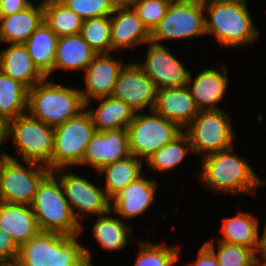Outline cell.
<instances>
[{
  "label": "cell",
  "mask_w": 266,
  "mask_h": 266,
  "mask_svg": "<svg viewBox=\"0 0 266 266\" xmlns=\"http://www.w3.org/2000/svg\"><path fill=\"white\" fill-rule=\"evenodd\" d=\"M39 231L19 247L16 266H92L91 252L76 238Z\"/></svg>",
  "instance_id": "1"
},
{
  "label": "cell",
  "mask_w": 266,
  "mask_h": 266,
  "mask_svg": "<svg viewBox=\"0 0 266 266\" xmlns=\"http://www.w3.org/2000/svg\"><path fill=\"white\" fill-rule=\"evenodd\" d=\"M245 1L206 0L204 2L206 35L214 33L218 42L227 48L230 46L236 48L253 42L259 35Z\"/></svg>",
  "instance_id": "2"
},
{
  "label": "cell",
  "mask_w": 266,
  "mask_h": 266,
  "mask_svg": "<svg viewBox=\"0 0 266 266\" xmlns=\"http://www.w3.org/2000/svg\"><path fill=\"white\" fill-rule=\"evenodd\" d=\"M85 108L79 89L48 82L47 77L28 90L29 115L56 128Z\"/></svg>",
  "instance_id": "3"
},
{
  "label": "cell",
  "mask_w": 266,
  "mask_h": 266,
  "mask_svg": "<svg viewBox=\"0 0 266 266\" xmlns=\"http://www.w3.org/2000/svg\"><path fill=\"white\" fill-rule=\"evenodd\" d=\"M233 148L204 156L200 179L214 192L256 194L262 180L246 160L231 153Z\"/></svg>",
  "instance_id": "4"
},
{
  "label": "cell",
  "mask_w": 266,
  "mask_h": 266,
  "mask_svg": "<svg viewBox=\"0 0 266 266\" xmlns=\"http://www.w3.org/2000/svg\"><path fill=\"white\" fill-rule=\"evenodd\" d=\"M40 231L80 235L82 225L74 216L62 186L50 172L38 185L30 204Z\"/></svg>",
  "instance_id": "5"
},
{
  "label": "cell",
  "mask_w": 266,
  "mask_h": 266,
  "mask_svg": "<svg viewBox=\"0 0 266 266\" xmlns=\"http://www.w3.org/2000/svg\"><path fill=\"white\" fill-rule=\"evenodd\" d=\"M96 132L89 112L83 110L77 116L54 128L51 172L81 165L92 136Z\"/></svg>",
  "instance_id": "6"
},
{
  "label": "cell",
  "mask_w": 266,
  "mask_h": 266,
  "mask_svg": "<svg viewBox=\"0 0 266 266\" xmlns=\"http://www.w3.org/2000/svg\"><path fill=\"white\" fill-rule=\"evenodd\" d=\"M1 157L0 201L30 205L38 185L50 173L49 168L34 162H25V167L7 153Z\"/></svg>",
  "instance_id": "7"
},
{
  "label": "cell",
  "mask_w": 266,
  "mask_h": 266,
  "mask_svg": "<svg viewBox=\"0 0 266 266\" xmlns=\"http://www.w3.org/2000/svg\"><path fill=\"white\" fill-rule=\"evenodd\" d=\"M151 115L138 114L127 127L129 150L138 159H147L164 145L172 142L183 130L154 110Z\"/></svg>",
  "instance_id": "8"
},
{
  "label": "cell",
  "mask_w": 266,
  "mask_h": 266,
  "mask_svg": "<svg viewBox=\"0 0 266 266\" xmlns=\"http://www.w3.org/2000/svg\"><path fill=\"white\" fill-rule=\"evenodd\" d=\"M8 137L12 138L23 162L45 165L51 172L54 128L28 113L9 121Z\"/></svg>",
  "instance_id": "9"
},
{
  "label": "cell",
  "mask_w": 266,
  "mask_h": 266,
  "mask_svg": "<svg viewBox=\"0 0 266 266\" xmlns=\"http://www.w3.org/2000/svg\"><path fill=\"white\" fill-rule=\"evenodd\" d=\"M224 110L200 111L183 130L189 137L192 152L203 157L233 147L235 132Z\"/></svg>",
  "instance_id": "10"
},
{
  "label": "cell",
  "mask_w": 266,
  "mask_h": 266,
  "mask_svg": "<svg viewBox=\"0 0 266 266\" xmlns=\"http://www.w3.org/2000/svg\"><path fill=\"white\" fill-rule=\"evenodd\" d=\"M204 3L173 1L165 17L151 32L150 40L185 39L206 35Z\"/></svg>",
  "instance_id": "11"
},
{
  "label": "cell",
  "mask_w": 266,
  "mask_h": 266,
  "mask_svg": "<svg viewBox=\"0 0 266 266\" xmlns=\"http://www.w3.org/2000/svg\"><path fill=\"white\" fill-rule=\"evenodd\" d=\"M65 169H57L51 172L59 182L64 191V195L70 204L72 212L76 219L83 215L80 213L103 215L111 211L110 199L106 192L96 185L90 183L87 179L74 174L73 172H64ZM58 175V176H57ZM78 209V213L74 210ZM79 215V216H78ZM79 217V218H77Z\"/></svg>",
  "instance_id": "12"
},
{
  "label": "cell",
  "mask_w": 266,
  "mask_h": 266,
  "mask_svg": "<svg viewBox=\"0 0 266 266\" xmlns=\"http://www.w3.org/2000/svg\"><path fill=\"white\" fill-rule=\"evenodd\" d=\"M146 44H149L146 61L138 65L153 81L156 90L186 86L190 72L182 62L162 44L151 40Z\"/></svg>",
  "instance_id": "13"
},
{
  "label": "cell",
  "mask_w": 266,
  "mask_h": 266,
  "mask_svg": "<svg viewBox=\"0 0 266 266\" xmlns=\"http://www.w3.org/2000/svg\"><path fill=\"white\" fill-rule=\"evenodd\" d=\"M112 96L137 112L147 107L152 111L156 103V88L137 63H128L119 72Z\"/></svg>",
  "instance_id": "14"
},
{
  "label": "cell",
  "mask_w": 266,
  "mask_h": 266,
  "mask_svg": "<svg viewBox=\"0 0 266 266\" xmlns=\"http://www.w3.org/2000/svg\"><path fill=\"white\" fill-rule=\"evenodd\" d=\"M129 156L127 129L96 131L86 147L81 165H91L99 171L103 166Z\"/></svg>",
  "instance_id": "15"
},
{
  "label": "cell",
  "mask_w": 266,
  "mask_h": 266,
  "mask_svg": "<svg viewBox=\"0 0 266 266\" xmlns=\"http://www.w3.org/2000/svg\"><path fill=\"white\" fill-rule=\"evenodd\" d=\"M124 67L120 60L108 54H97L84 71L86 90H80L85 108L90 99L112 96L119 72Z\"/></svg>",
  "instance_id": "16"
},
{
  "label": "cell",
  "mask_w": 266,
  "mask_h": 266,
  "mask_svg": "<svg viewBox=\"0 0 266 266\" xmlns=\"http://www.w3.org/2000/svg\"><path fill=\"white\" fill-rule=\"evenodd\" d=\"M110 25L113 51L120 48L135 49L137 44L150 41L151 32L131 6L115 7L110 15Z\"/></svg>",
  "instance_id": "17"
},
{
  "label": "cell",
  "mask_w": 266,
  "mask_h": 266,
  "mask_svg": "<svg viewBox=\"0 0 266 266\" xmlns=\"http://www.w3.org/2000/svg\"><path fill=\"white\" fill-rule=\"evenodd\" d=\"M154 111L175 122L182 130L200 112L186 86L156 90Z\"/></svg>",
  "instance_id": "18"
},
{
  "label": "cell",
  "mask_w": 266,
  "mask_h": 266,
  "mask_svg": "<svg viewBox=\"0 0 266 266\" xmlns=\"http://www.w3.org/2000/svg\"><path fill=\"white\" fill-rule=\"evenodd\" d=\"M222 68L223 73L214 68H206L194 80L190 72L186 87L199 111L221 109L217 104L223 99L228 85L227 69L225 65Z\"/></svg>",
  "instance_id": "19"
},
{
  "label": "cell",
  "mask_w": 266,
  "mask_h": 266,
  "mask_svg": "<svg viewBox=\"0 0 266 266\" xmlns=\"http://www.w3.org/2000/svg\"><path fill=\"white\" fill-rule=\"evenodd\" d=\"M156 182L154 180L144 179L142 176L133 182H130L121 192L112 200L114 213L120 215V218H133L148 210L154 202L156 193Z\"/></svg>",
  "instance_id": "20"
},
{
  "label": "cell",
  "mask_w": 266,
  "mask_h": 266,
  "mask_svg": "<svg viewBox=\"0 0 266 266\" xmlns=\"http://www.w3.org/2000/svg\"><path fill=\"white\" fill-rule=\"evenodd\" d=\"M0 229L19 247L40 231L30 205L4 201H0Z\"/></svg>",
  "instance_id": "21"
},
{
  "label": "cell",
  "mask_w": 266,
  "mask_h": 266,
  "mask_svg": "<svg viewBox=\"0 0 266 266\" xmlns=\"http://www.w3.org/2000/svg\"><path fill=\"white\" fill-rule=\"evenodd\" d=\"M0 70L31 89L45 76L34 65L24 44H9L0 52Z\"/></svg>",
  "instance_id": "22"
},
{
  "label": "cell",
  "mask_w": 266,
  "mask_h": 266,
  "mask_svg": "<svg viewBox=\"0 0 266 266\" xmlns=\"http://www.w3.org/2000/svg\"><path fill=\"white\" fill-rule=\"evenodd\" d=\"M43 22V4L29 6L9 16H1L0 43L24 44Z\"/></svg>",
  "instance_id": "23"
},
{
  "label": "cell",
  "mask_w": 266,
  "mask_h": 266,
  "mask_svg": "<svg viewBox=\"0 0 266 266\" xmlns=\"http://www.w3.org/2000/svg\"><path fill=\"white\" fill-rule=\"evenodd\" d=\"M96 55L80 34L58 37L54 71L56 69L85 71Z\"/></svg>",
  "instance_id": "24"
},
{
  "label": "cell",
  "mask_w": 266,
  "mask_h": 266,
  "mask_svg": "<svg viewBox=\"0 0 266 266\" xmlns=\"http://www.w3.org/2000/svg\"><path fill=\"white\" fill-rule=\"evenodd\" d=\"M99 106L88 109L96 131L127 129L137 111L130 105L113 96L95 99Z\"/></svg>",
  "instance_id": "25"
},
{
  "label": "cell",
  "mask_w": 266,
  "mask_h": 266,
  "mask_svg": "<svg viewBox=\"0 0 266 266\" xmlns=\"http://www.w3.org/2000/svg\"><path fill=\"white\" fill-rule=\"evenodd\" d=\"M58 36L43 21L24 43L34 65L45 76L54 71Z\"/></svg>",
  "instance_id": "26"
},
{
  "label": "cell",
  "mask_w": 266,
  "mask_h": 266,
  "mask_svg": "<svg viewBox=\"0 0 266 266\" xmlns=\"http://www.w3.org/2000/svg\"><path fill=\"white\" fill-rule=\"evenodd\" d=\"M222 242L243 245L257 252L259 244L258 221L249 213L239 212L234 217L224 218L221 227Z\"/></svg>",
  "instance_id": "27"
},
{
  "label": "cell",
  "mask_w": 266,
  "mask_h": 266,
  "mask_svg": "<svg viewBox=\"0 0 266 266\" xmlns=\"http://www.w3.org/2000/svg\"><path fill=\"white\" fill-rule=\"evenodd\" d=\"M143 159L133 155L103 166L98 172L105 175V189L107 197L112 200L130 182L141 177Z\"/></svg>",
  "instance_id": "28"
},
{
  "label": "cell",
  "mask_w": 266,
  "mask_h": 266,
  "mask_svg": "<svg viewBox=\"0 0 266 266\" xmlns=\"http://www.w3.org/2000/svg\"><path fill=\"white\" fill-rule=\"evenodd\" d=\"M28 90L0 70V116L10 121L26 114Z\"/></svg>",
  "instance_id": "29"
},
{
  "label": "cell",
  "mask_w": 266,
  "mask_h": 266,
  "mask_svg": "<svg viewBox=\"0 0 266 266\" xmlns=\"http://www.w3.org/2000/svg\"><path fill=\"white\" fill-rule=\"evenodd\" d=\"M111 211L98 215L93 226V236L105 250H121L128 243V235L132 228L119 218L111 217Z\"/></svg>",
  "instance_id": "30"
},
{
  "label": "cell",
  "mask_w": 266,
  "mask_h": 266,
  "mask_svg": "<svg viewBox=\"0 0 266 266\" xmlns=\"http://www.w3.org/2000/svg\"><path fill=\"white\" fill-rule=\"evenodd\" d=\"M43 21L58 36L79 34L83 19L61 1L43 4Z\"/></svg>",
  "instance_id": "31"
},
{
  "label": "cell",
  "mask_w": 266,
  "mask_h": 266,
  "mask_svg": "<svg viewBox=\"0 0 266 266\" xmlns=\"http://www.w3.org/2000/svg\"><path fill=\"white\" fill-rule=\"evenodd\" d=\"M188 150H192L188 135L183 131L172 142L164 145L147 159L149 167L155 171H166L174 168L184 160Z\"/></svg>",
  "instance_id": "32"
},
{
  "label": "cell",
  "mask_w": 266,
  "mask_h": 266,
  "mask_svg": "<svg viewBox=\"0 0 266 266\" xmlns=\"http://www.w3.org/2000/svg\"><path fill=\"white\" fill-rule=\"evenodd\" d=\"M79 34L96 54L112 51L110 16L83 20Z\"/></svg>",
  "instance_id": "33"
},
{
  "label": "cell",
  "mask_w": 266,
  "mask_h": 266,
  "mask_svg": "<svg viewBox=\"0 0 266 266\" xmlns=\"http://www.w3.org/2000/svg\"><path fill=\"white\" fill-rule=\"evenodd\" d=\"M204 244L213 252L219 266H258L256 252L246 246L218 241L216 252L213 241Z\"/></svg>",
  "instance_id": "34"
},
{
  "label": "cell",
  "mask_w": 266,
  "mask_h": 266,
  "mask_svg": "<svg viewBox=\"0 0 266 266\" xmlns=\"http://www.w3.org/2000/svg\"><path fill=\"white\" fill-rule=\"evenodd\" d=\"M134 266H173L178 260L180 247L140 242Z\"/></svg>",
  "instance_id": "35"
},
{
  "label": "cell",
  "mask_w": 266,
  "mask_h": 266,
  "mask_svg": "<svg viewBox=\"0 0 266 266\" xmlns=\"http://www.w3.org/2000/svg\"><path fill=\"white\" fill-rule=\"evenodd\" d=\"M170 3V0H132L130 6L147 29L152 32L165 17Z\"/></svg>",
  "instance_id": "36"
},
{
  "label": "cell",
  "mask_w": 266,
  "mask_h": 266,
  "mask_svg": "<svg viewBox=\"0 0 266 266\" xmlns=\"http://www.w3.org/2000/svg\"><path fill=\"white\" fill-rule=\"evenodd\" d=\"M83 20L110 16L115 7L109 0H61Z\"/></svg>",
  "instance_id": "37"
},
{
  "label": "cell",
  "mask_w": 266,
  "mask_h": 266,
  "mask_svg": "<svg viewBox=\"0 0 266 266\" xmlns=\"http://www.w3.org/2000/svg\"><path fill=\"white\" fill-rule=\"evenodd\" d=\"M19 254V246L5 231L0 229V263L15 264Z\"/></svg>",
  "instance_id": "38"
},
{
  "label": "cell",
  "mask_w": 266,
  "mask_h": 266,
  "mask_svg": "<svg viewBox=\"0 0 266 266\" xmlns=\"http://www.w3.org/2000/svg\"><path fill=\"white\" fill-rule=\"evenodd\" d=\"M32 5L29 0H1L0 14L1 16H9L18 11L27 9Z\"/></svg>",
  "instance_id": "39"
},
{
  "label": "cell",
  "mask_w": 266,
  "mask_h": 266,
  "mask_svg": "<svg viewBox=\"0 0 266 266\" xmlns=\"http://www.w3.org/2000/svg\"><path fill=\"white\" fill-rule=\"evenodd\" d=\"M185 266H219V265L213 252L205 244H203L199 249L197 260Z\"/></svg>",
  "instance_id": "40"
},
{
  "label": "cell",
  "mask_w": 266,
  "mask_h": 266,
  "mask_svg": "<svg viewBox=\"0 0 266 266\" xmlns=\"http://www.w3.org/2000/svg\"><path fill=\"white\" fill-rule=\"evenodd\" d=\"M256 253H261L262 261L257 258L258 266H263L266 263V224L261 237H259V244Z\"/></svg>",
  "instance_id": "41"
},
{
  "label": "cell",
  "mask_w": 266,
  "mask_h": 266,
  "mask_svg": "<svg viewBox=\"0 0 266 266\" xmlns=\"http://www.w3.org/2000/svg\"><path fill=\"white\" fill-rule=\"evenodd\" d=\"M9 121L0 116V144L8 138Z\"/></svg>",
  "instance_id": "42"
},
{
  "label": "cell",
  "mask_w": 266,
  "mask_h": 266,
  "mask_svg": "<svg viewBox=\"0 0 266 266\" xmlns=\"http://www.w3.org/2000/svg\"><path fill=\"white\" fill-rule=\"evenodd\" d=\"M114 7L130 6L132 0H109Z\"/></svg>",
  "instance_id": "43"
},
{
  "label": "cell",
  "mask_w": 266,
  "mask_h": 266,
  "mask_svg": "<svg viewBox=\"0 0 266 266\" xmlns=\"http://www.w3.org/2000/svg\"><path fill=\"white\" fill-rule=\"evenodd\" d=\"M176 1H185V2H198V3H204L206 0H176Z\"/></svg>",
  "instance_id": "44"
},
{
  "label": "cell",
  "mask_w": 266,
  "mask_h": 266,
  "mask_svg": "<svg viewBox=\"0 0 266 266\" xmlns=\"http://www.w3.org/2000/svg\"><path fill=\"white\" fill-rule=\"evenodd\" d=\"M54 1H61V0H43V1H41L40 3H41V4H46V3L54 2Z\"/></svg>",
  "instance_id": "45"
},
{
  "label": "cell",
  "mask_w": 266,
  "mask_h": 266,
  "mask_svg": "<svg viewBox=\"0 0 266 266\" xmlns=\"http://www.w3.org/2000/svg\"><path fill=\"white\" fill-rule=\"evenodd\" d=\"M0 266H16L15 264H0Z\"/></svg>",
  "instance_id": "46"
}]
</instances>
